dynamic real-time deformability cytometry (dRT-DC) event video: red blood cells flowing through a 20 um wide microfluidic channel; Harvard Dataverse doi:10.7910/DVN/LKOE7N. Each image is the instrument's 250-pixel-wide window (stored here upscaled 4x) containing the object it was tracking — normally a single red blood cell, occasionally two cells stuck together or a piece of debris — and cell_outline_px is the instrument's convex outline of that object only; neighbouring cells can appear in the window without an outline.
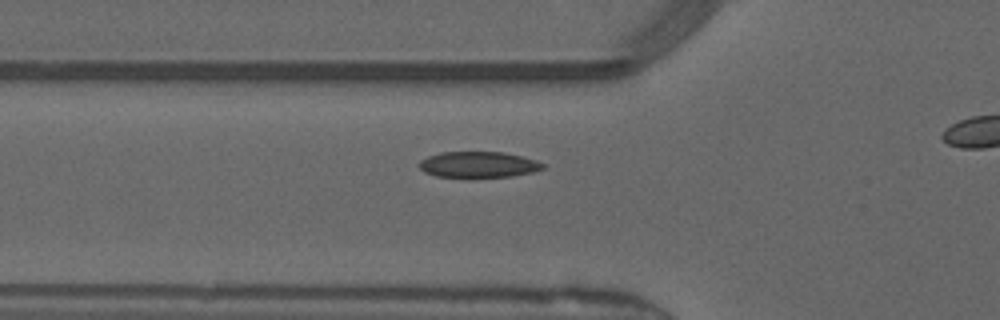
{"species": "common noctule bat (a hibernating species)", "species_latin": "Nyctalus noctula", "temperature_condition": "warm", "stored_images_in_passage": 27, "camera_frame_rate_fps": 3000, "um_per_image_px": 0.085, "animal": {"sex": "male", "forearm_length_mm": 52.5}, "frame": {"image": 1, "passage_image": 3, "time_ms": 0.667, "image_size_px": [1000, 320], "cell_outline_px": [[544, 168], [532, 172], [512, 176], [436, 176], [424, 172], [416, 164], [420, 160], [428, 156], [440, 152], [504, 152], [536, 160], [544, 164]], "centroid_in_image_um": [40.63, 13.97], "position_along_channel_um": 85.2, "area_um2": 18.44}}
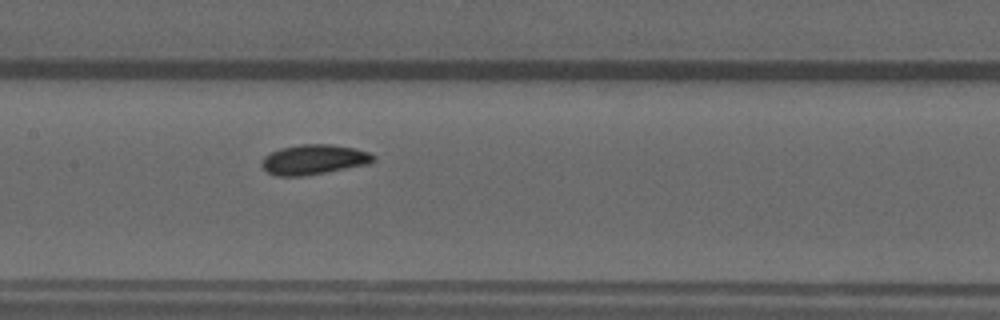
{"frame": {"image": 2, "passage_image": 10, "time_ms": 3.0, "image_size_px": [1000, 320], "cell_outline_px": [[376, 160], [368, 164], [324, 172], [300, 176], [276, 176], [268, 172], [260, 164], [260, 160], [264, 156], [280, 148], [300, 144], [332, 144], [356, 148], [368, 152], [376, 156]], "centroid_in_image_um": [26.67, 13.55], "position_along_channel_um": 180.7, "area_um2": 19.48}}
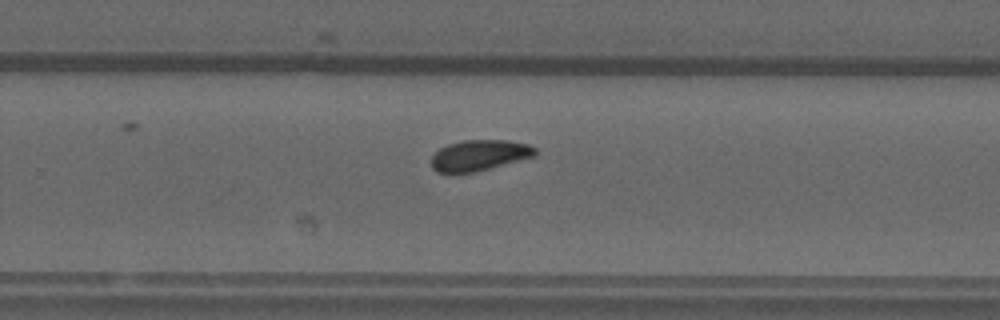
{"frame": {"image": 3, "passage_image": 18, "time_ms": 5.667, "image_size_px": [1000, 320], "cell_outline_px": [[536, 156], [476, 172], [436, 172], [432, 168], [432, 156], [440, 148], [448, 144], [464, 140], [508, 140], [528, 144], [536, 148]], "centroid_in_image_um": [40.77, 13.19], "position_along_channel_um": 289.0, "area_um2": 18.61}}